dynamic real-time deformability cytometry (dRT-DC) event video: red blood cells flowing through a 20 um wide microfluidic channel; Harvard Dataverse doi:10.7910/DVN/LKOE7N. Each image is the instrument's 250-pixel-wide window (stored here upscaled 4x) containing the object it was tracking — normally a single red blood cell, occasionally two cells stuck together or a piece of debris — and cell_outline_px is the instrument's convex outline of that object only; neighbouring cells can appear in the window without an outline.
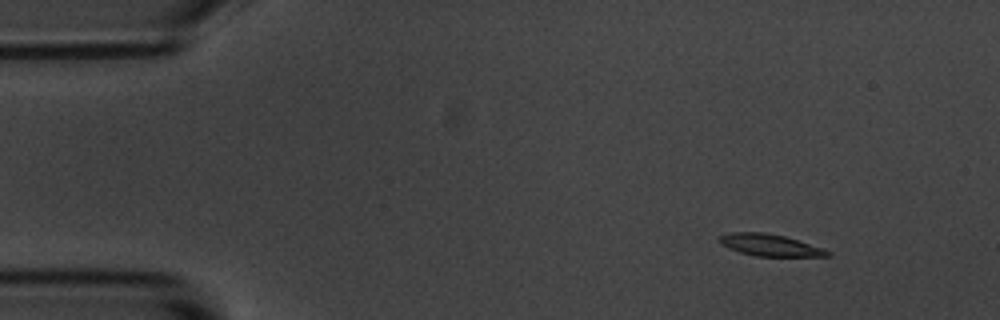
{"species": "common noctule bat (a hibernating species)", "species_latin": "Nyctalus noctula", "temperature_condition": "room temperature", "stored_images_in_passage": 7, "camera_frame_rate_fps": 3000, "um_per_image_px": 0.085, "animal": {"sex": "male", "body_mass_g": 20.1, "forearm_length_mm": 53.5}, "frame": {"image": 1, "passage_image": 2, "time_ms": 1.333, "image_size_px": [1000, 320], "cell_outline_px": [[832, 256], [756, 256], [740, 252], [728, 248], [720, 244], [716, 240], [720, 236], [732, 232], [764, 232], [784, 236], [824, 248], [832, 252]], "centroid_in_image_um": [65.44, 20.83], "position_along_channel_um": 19.6, "area_um2": 13.81}}
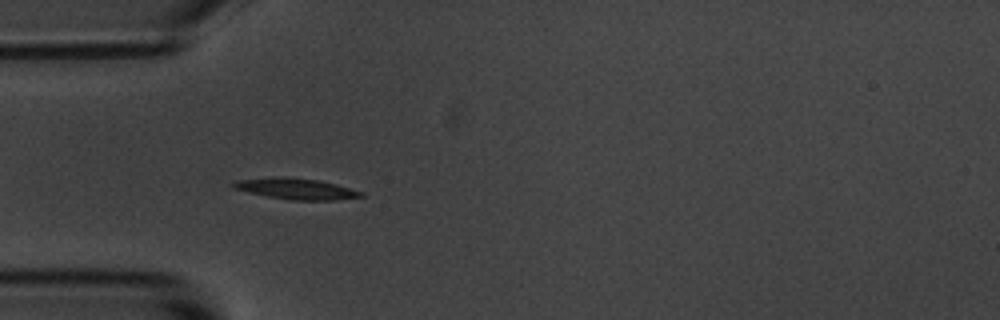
{"frame": {"image": 2, "passage_image": 5, "time_ms": 4.667, "image_size_px": [1000, 320], "cell_outline_px": [[364, 196], [332, 200], [292, 200], [268, 196], [236, 188], [232, 184], [236, 180], [316, 180], [336, 184], [364, 192]], "centroid_in_image_um": [25.36, 16.11], "position_along_channel_um": 59.6, "area_um2": 14.05}}
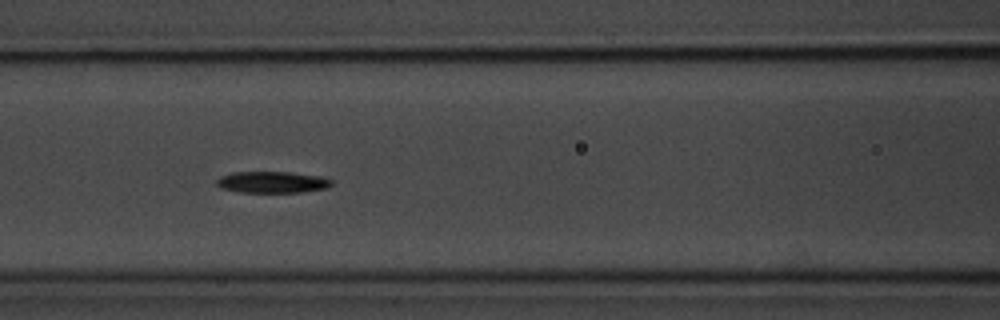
{"frame": {"image": 3, "passage_image": 7, "time_ms": 7.0, "image_size_px": [1000, 320], "cell_outline_px": [[332, 184], [328, 188], [300, 192], [240, 192], [220, 188], [216, 184], [216, 180], [220, 176], [232, 172], [288, 172], [320, 176], [332, 180]], "centroid_in_image_um": [23.11, 15.48], "position_along_channel_um": 143.5, "area_um2": 14.39}}